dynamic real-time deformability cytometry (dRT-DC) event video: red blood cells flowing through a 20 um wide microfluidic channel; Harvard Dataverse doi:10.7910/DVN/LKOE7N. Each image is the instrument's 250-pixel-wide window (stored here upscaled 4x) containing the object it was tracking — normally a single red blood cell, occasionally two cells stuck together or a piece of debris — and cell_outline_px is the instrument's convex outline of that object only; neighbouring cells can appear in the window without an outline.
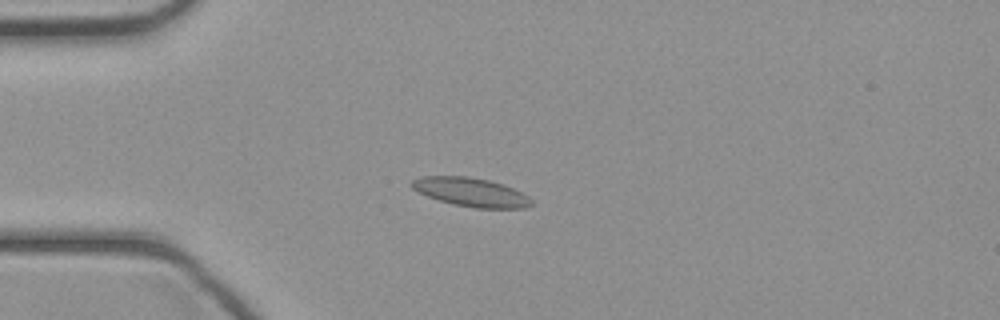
{"species": "common noctule bat (a hibernating species)", "species_latin": "Nyctalus noctula", "temperature_condition": "cold", "stored_images_in_passage": 40, "camera_frame_rate_fps": 3000, "um_per_image_px": 0.085, "animal": {"sex": "female", "body_mass_g": 21.9}, "frame": {"image": 1, "passage_image": 11, "time_ms": 3.333, "image_size_px": [1000, 320], "cell_outline_px": [[532, 204], [524, 208], [476, 208], [452, 204], [428, 196], [412, 188], [408, 184], [412, 180], [420, 176], [468, 176], [488, 180], [504, 184], [528, 196], [532, 200]], "centroid_in_image_um": [40.01, 16.32], "position_along_channel_um": 45.0, "area_um2": 20.0}}
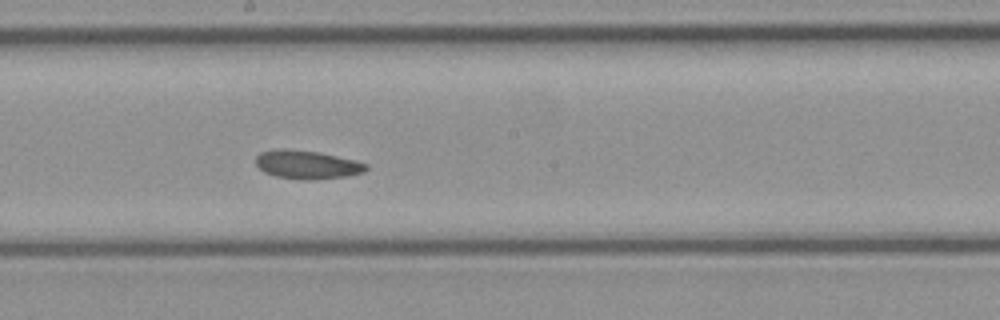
{"frame": {"image": 2, "passage_image": 24, "time_ms": 7.667, "image_size_px": [1000, 320], "cell_outline_px": [[368, 168], [364, 172], [348, 176], [316, 180], [304, 180], [276, 176], [264, 172], [256, 164], [256, 156], [260, 152], [280, 148], [288, 148], [316, 152], [356, 160], [368, 164]], "centroid_in_image_um": [26.11, 14.0], "position_along_channel_um": 222.1, "area_um2": 18.44}}
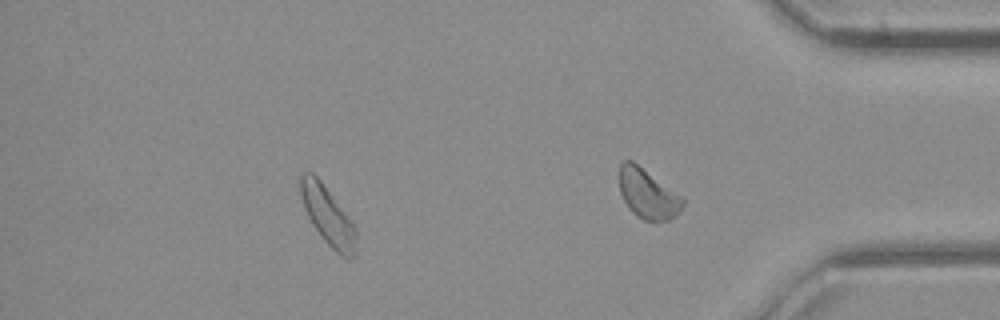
{"frame": {"image": 3, "passage_image": 35, "time_ms": 11.333, "image_size_px": [1000, 320], "cell_outline_px": [[356, 256], [352, 260], [348, 260], [340, 256], [320, 236], [312, 224], [304, 208], [300, 196], [300, 172], [312, 172], [320, 180], [352, 220], [356, 228]], "centroid_in_image_um": [27.88, 18.38], "position_along_channel_um": 407.3, "area_um2": 19.25}}